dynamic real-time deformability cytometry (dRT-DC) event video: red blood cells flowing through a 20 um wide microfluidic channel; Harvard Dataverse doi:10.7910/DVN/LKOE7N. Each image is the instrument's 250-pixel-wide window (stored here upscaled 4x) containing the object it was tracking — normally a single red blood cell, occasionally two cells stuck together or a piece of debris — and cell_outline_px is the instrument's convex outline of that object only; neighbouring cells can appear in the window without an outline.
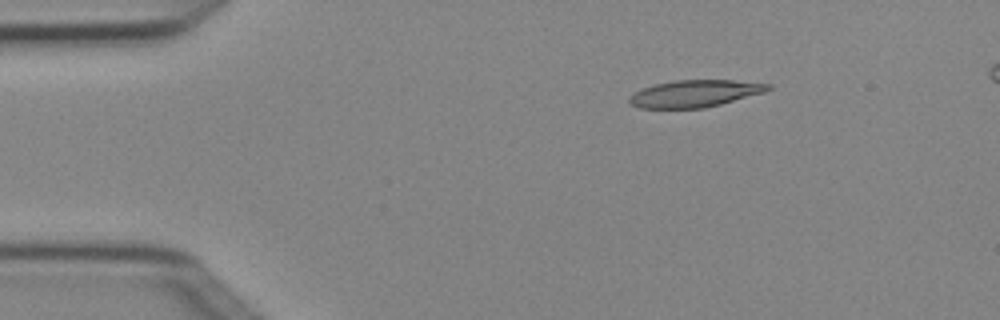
{"species": "Egyptian fruit bat (a non-hibernating species)", "species_latin": "Rousettus aegyptiacus", "temperature_condition": "cold", "stored_images_in_passage": 5, "camera_frame_rate_fps": 3000, "um_per_image_px": 0.085, "animal": {"sex": "female"}, "frame": {"image": 1, "passage_image": 3, "time_ms": 0.667, "image_size_px": [1000, 320], "cell_outline_px": [[772, 88], [764, 92], [720, 104], [704, 108], [640, 108], [628, 104], [628, 96], [652, 84], [672, 80], [732, 80], [772, 84]], "centroid_in_image_um": [59.02, 7.95], "position_along_channel_um": 26.0, "area_um2": 21.91}}